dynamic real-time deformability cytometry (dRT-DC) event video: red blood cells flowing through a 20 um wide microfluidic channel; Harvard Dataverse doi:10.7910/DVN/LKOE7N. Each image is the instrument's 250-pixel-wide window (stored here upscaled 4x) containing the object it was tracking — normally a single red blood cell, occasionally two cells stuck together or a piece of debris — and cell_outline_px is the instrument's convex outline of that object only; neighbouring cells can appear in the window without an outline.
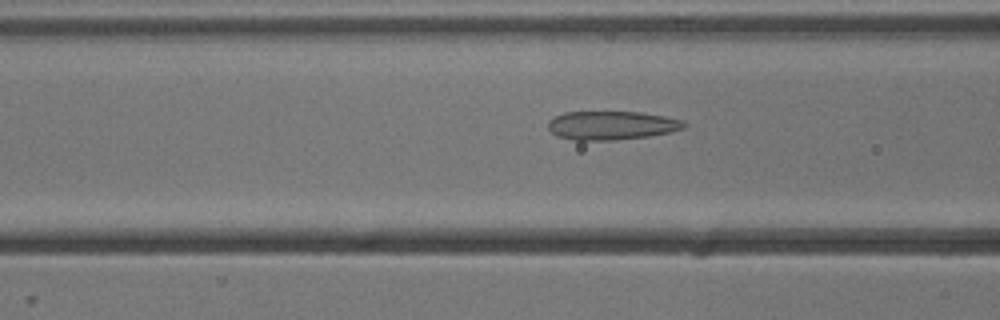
{"species": "common noctule bat (a hibernating species)", "species_latin": "Nyctalus noctula", "temperature_condition": "cold", "stored_images_in_passage": 52, "camera_frame_rate_fps": 3000, "um_per_image_px": 0.085, "animal": {"sex": "male", "body_mass_g": 13.3}, "frame": {"image": 1, "passage_image": 20, "time_ms": 6.333, "image_size_px": [1000, 320], "cell_outline_px": [[688, 124], [684, 128], [668, 132], [648, 136], [612, 140], [572, 140], [556, 136], [548, 128], [548, 120], [564, 112], [640, 112], [664, 116], [684, 120]], "centroid_in_image_um": [51.97, 10.65], "position_along_channel_um": 114.6, "area_um2": 22.72}}
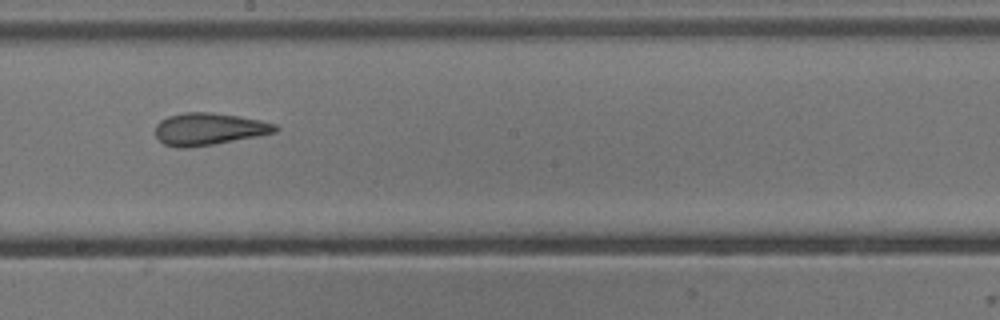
{"frame": {"image": 2, "passage_image": 29, "time_ms": 9.333, "image_size_px": [1000, 320], "cell_outline_px": [[280, 128], [276, 132], [256, 136], [212, 144], [188, 148], [176, 148], [164, 144], [156, 136], [156, 124], [160, 120], [168, 116], [184, 112], [212, 112], [240, 116], [260, 120], [276, 124]], "centroid_in_image_um": [17.74, 10.96], "position_along_channel_um": 230.5, "area_um2": 22.48}}
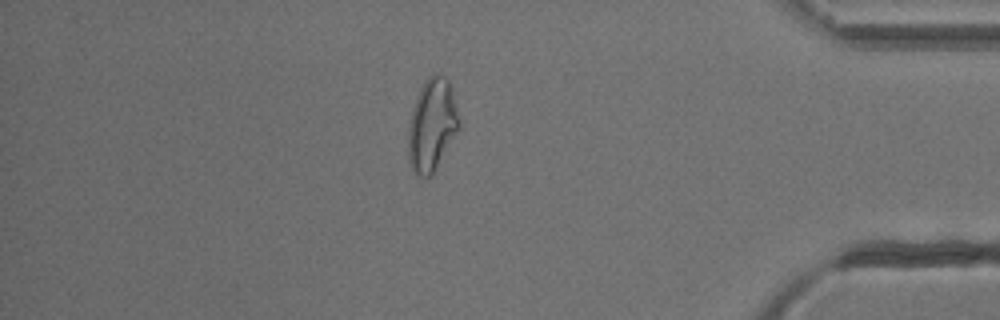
{"frame": {"image": 3, "passage_image": 45, "time_ms": 14.667, "image_size_px": [1000, 320], "cell_outline_px": [[460, 128], [432, 176], [416, 176], [412, 168], [408, 156], [408, 124], [412, 108], [416, 96], [424, 80], [428, 76], [436, 72], [440, 72], [448, 80], [456, 104], [460, 120]], "centroid_in_image_um": [36.71, 10.6], "position_along_channel_um": 398.5, "area_um2": 27.8}, "authors_computed_cell_mechanics": {"area_um2": 24.7095, "velocity_mm_per_s": 3.8476, "shape_relaxation_time_tau1_ms": null, "shape_relaxation_time_tau2_ms": 2.0004, "deformation_change_tau1": null, "deformation_change_tau2": 0.1042}}